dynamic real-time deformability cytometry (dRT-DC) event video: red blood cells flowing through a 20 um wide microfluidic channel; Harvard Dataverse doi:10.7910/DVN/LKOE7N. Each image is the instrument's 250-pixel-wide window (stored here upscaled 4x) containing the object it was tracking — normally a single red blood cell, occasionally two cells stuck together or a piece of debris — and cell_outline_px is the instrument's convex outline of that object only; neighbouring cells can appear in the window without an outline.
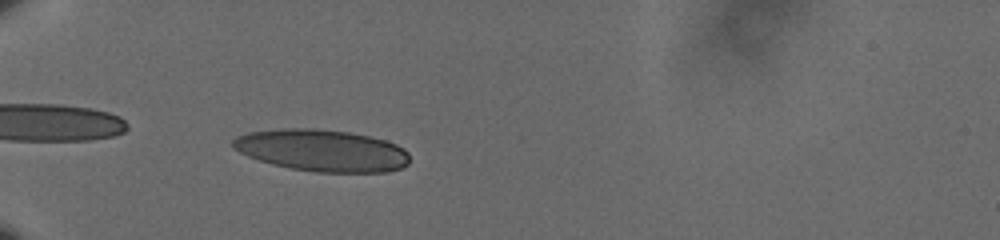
{"species": "human", "species_latin": "Homo sapiens", "temperature_condition": "cold", "stored_images_in_passage": 42, "camera_frame_rate_fps": 3000, "um_per_image_px": 0.085, "donor": {"sex": "male"}, "frame": {"image": 1, "passage_image": 3, "time_ms": 0.667, "image_size_px": [1000, 240], "cell_outline_px": [[408, 164], [400, 168], [388, 172], [316, 172], [292, 168], [272, 164], [248, 156], [232, 148], [232, 140], [236, 136], [248, 132], [280, 128], [312, 128], [348, 132], [368, 136], [384, 140], [396, 144], [404, 148], [408, 152]], "centroid_in_image_um": [27.35, 12.78], "position_along_channel_um": 57.7, "area_um2": 43.12}}
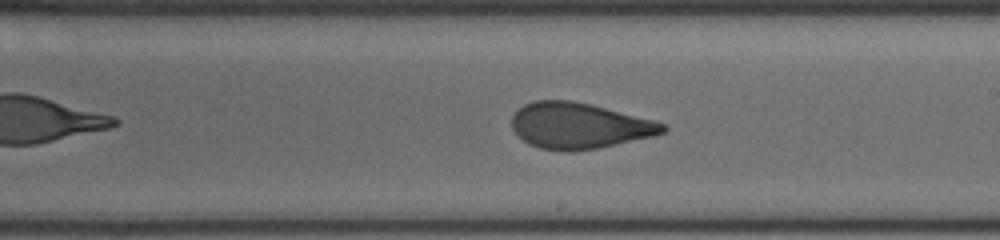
{"frame": {"image": 2, "passage_image": 20, "time_ms": 6.333, "image_size_px": [1000, 240], "cell_outline_px": [[668, 128], [664, 132], [652, 136], [596, 148], [572, 152], [564, 152], [540, 148], [528, 144], [512, 128], [512, 116], [524, 104], [536, 100], [572, 100], [652, 120], [664, 124]], "centroid_in_image_um": [49.18, 10.69], "position_along_channel_um": 239.8, "area_um2": 39.82}}
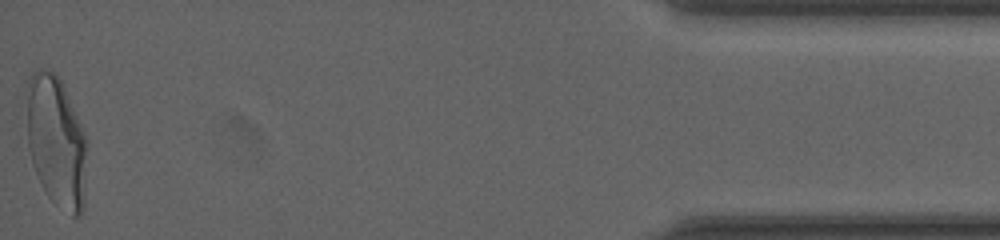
{"frame": {"image": 3, "passage_image": 42, "time_ms": 13.667, "image_size_px": [1000, 240], "cell_outline_px": [[88, 148], [84, 208], [76, 216], [72, 216], [56, 204], [48, 196], [32, 164], [28, 148], [28, 80], [32, 72], [40, 68], [44, 68], [52, 72], [60, 80], [64, 88], [88, 140]], "centroid_in_image_um": [4.82, 12.06], "position_along_channel_um": 430.4, "area_um2": 45.95}, "authors_computed_cell_mechanics": {"area_um2": 41.6449, "velocity_mm_per_s": 3.5812, "shape_relaxation_time_tau1_ms": 7.4909, "shape_relaxation_time_tau2_ms": 1.0292, "deformation_change_tau1": 0.2011, "deformation_change_tau2": 0.0722}}